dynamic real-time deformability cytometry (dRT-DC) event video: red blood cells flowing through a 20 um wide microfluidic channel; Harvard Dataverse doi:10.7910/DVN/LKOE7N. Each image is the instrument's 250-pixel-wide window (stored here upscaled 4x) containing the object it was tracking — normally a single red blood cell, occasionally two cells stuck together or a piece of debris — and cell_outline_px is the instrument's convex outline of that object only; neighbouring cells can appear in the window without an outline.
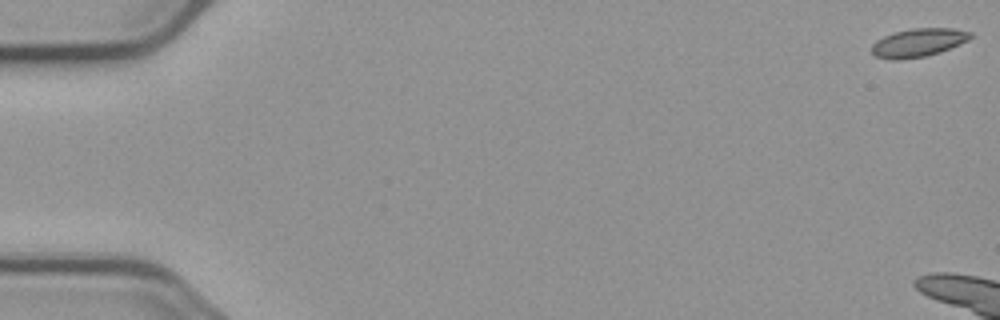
{"species": "common noctule bat (a hibernating species)", "species_latin": "Nyctalus noctula", "temperature_condition": "cold", "stored_images_in_passage": 4, "camera_frame_rate_fps": 3000, "um_per_image_px": 0.085, "animal": {"sex": "male", "body_mass_g": 23.1, "forearm_length_mm": 52.7}, "frame": {"image": 1, "passage_image": 1, "time_ms": 0.0, "image_size_px": [1000, 320], "cell_outline_px": [[972, 36], [968, 40], [940, 52], [924, 56], [896, 60], [876, 56], [872, 52], [872, 44], [876, 40], [892, 32], [912, 28], [952, 28], [972, 32]], "centroid_in_image_um": [78.05, 3.6], "position_along_channel_um": 7.0, "area_um2": 16.18}}